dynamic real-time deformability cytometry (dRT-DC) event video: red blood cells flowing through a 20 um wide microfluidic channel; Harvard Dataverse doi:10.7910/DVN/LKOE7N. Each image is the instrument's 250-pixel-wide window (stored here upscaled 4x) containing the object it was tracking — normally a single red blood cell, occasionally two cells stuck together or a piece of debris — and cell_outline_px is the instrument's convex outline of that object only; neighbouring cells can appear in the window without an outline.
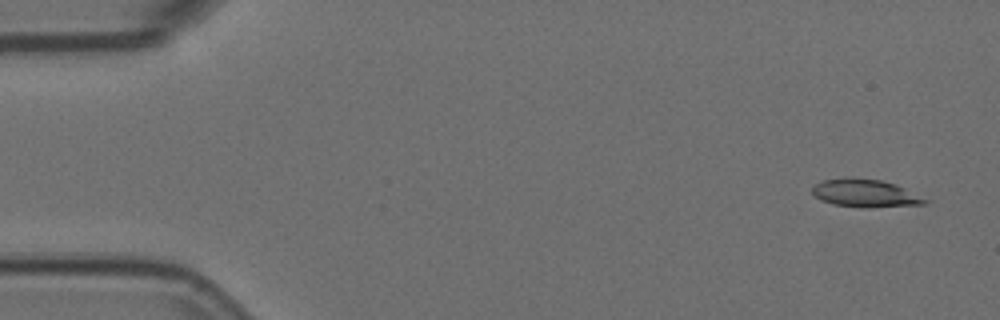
{"species": "Egyptian fruit bat (a non-hibernating species)", "species_latin": "Rousettus aegyptiacus", "temperature_condition": "room temperature", "stored_images_in_passage": 4, "camera_frame_rate_fps": 3000, "um_per_image_px": 0.085, "animal": {"sex": "female"}, "frame": {"image": 1, "passage_image": 1, "time_ms": 0.0, "image_size_px": [1000, 320], "cell_outline_px": [[932, 200], [928, 204], [868, 208], [864, 208], [832, 204], [820, 200], [812, 192], [812, 188], [816, 184], [824, 180], [844, 176], [880, 180], [896, 184]], "centroid_in_image_um": [73.6, 16.43], "position_along_channel_um": 11.4, "area_um2": 18.73}}